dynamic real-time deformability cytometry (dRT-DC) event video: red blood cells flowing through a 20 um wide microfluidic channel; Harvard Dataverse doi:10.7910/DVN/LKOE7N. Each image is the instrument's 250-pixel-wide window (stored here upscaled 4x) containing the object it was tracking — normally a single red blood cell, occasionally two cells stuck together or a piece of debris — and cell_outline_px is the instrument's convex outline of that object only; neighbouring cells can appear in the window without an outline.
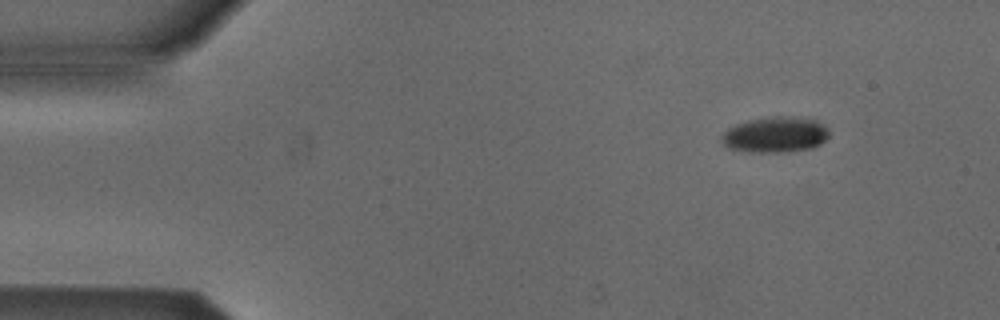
{"species": "Egyptian fruit bat (a non-hibernating species)", "species_latin": "Rousettus aegyptiacus", "temperature_condition": "cold", "stored_images_in_passage": 4, "camera_frame_rate_fps": 3000, "um_per_image_px": 0.085, "animal": {"sex": "male"}, "frame": {"image": 1, "passage_image": 2, "time_ms": 1.333, "image_size_px": [1000, 320], "cell_outline_px": [[828, 136], [820, 144], [812, 148], [780, 152], [748, 152], [728, 148], [720, 144], [720, 136], [728, 128], [736, 124], [748, 120], [776, 116], [784, 116], [816, 120], [828, 128]], "centroid_in_image_um": [65.84, 11.46], "position_along_channel_um": 19.2, "area_um2": 22.37}}
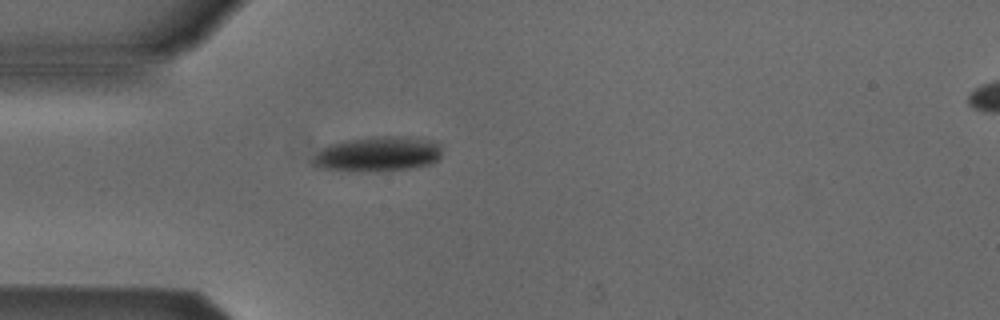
{"frame": {"image": 2, "passage_image": 4, "time_ms": 4.333, "image_size_px": [1000, 320], "cell_outline_px": [[440, 156], [432, 164], [412, 168], [380, 172], [348, 172], [316, 168], [312, 164], [312, 160], [316, 152], [328, 144], [344, 140], [372, 136], [404, 136], [428, 140], [440, 144]], "centroid_in_image_um": [32.03, 13.12], "position_along_channel_um": 53.0, "area_um2": 27.05}}